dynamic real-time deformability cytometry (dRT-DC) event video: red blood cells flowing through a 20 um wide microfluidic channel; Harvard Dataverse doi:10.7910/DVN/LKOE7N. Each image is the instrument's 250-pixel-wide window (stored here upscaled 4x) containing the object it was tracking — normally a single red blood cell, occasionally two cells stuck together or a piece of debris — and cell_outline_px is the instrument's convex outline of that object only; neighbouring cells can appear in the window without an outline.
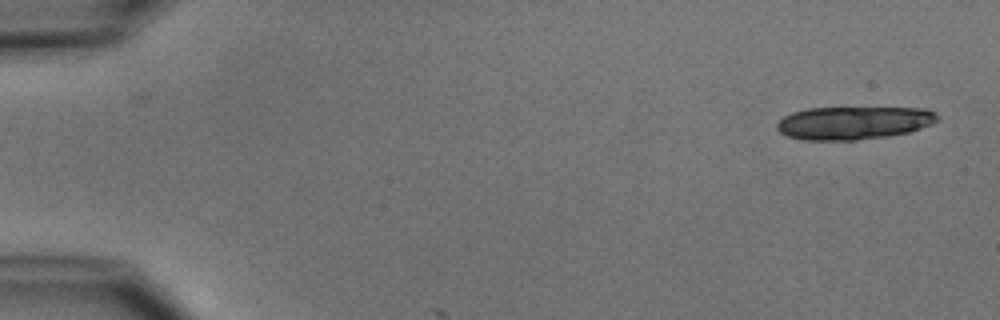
{"species": "common noctule bat (a hibernating species)", "species_latin": "Nyctalus noctula", "temperature_condition": "cold", "stored_images_in_passage": 2, "camera_frame_rate_fps": 3000, "um_per_image_px": 0.085, "animal": {"sex": "male", "body_mass_g": 15.6}, "frame": {"image": 1, "passage_image": 1, "time_ms": 0.0, "image_size_px": [1000, 320], "cell_outline_px": [[940, 116], [932, 124], [908, 132], [888, 136], [856, 140], [804, 140], [788, 136], [780, 132], [776, 128], [776, 124], [784, 116], [792, 112], [808, 108], [928, 108], [936, 112]], "centroid_in_image_um": [72.57, 10.44], "position_along_channel_um": 12.4, "area_um2": 30.92}}